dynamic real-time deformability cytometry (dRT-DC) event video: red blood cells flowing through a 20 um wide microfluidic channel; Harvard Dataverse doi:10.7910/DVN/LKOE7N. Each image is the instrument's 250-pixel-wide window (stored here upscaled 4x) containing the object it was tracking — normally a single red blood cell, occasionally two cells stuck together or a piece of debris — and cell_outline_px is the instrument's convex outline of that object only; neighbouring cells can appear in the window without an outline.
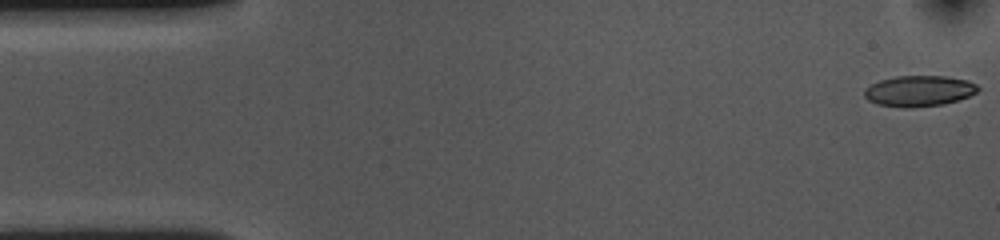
{"species": "common noctule bat (a hibernating species)", "species_latin": "Nyctalus noctula", "temperature_condition": "cold", "stored_images_in_passage": 54, "camera_frame_rate_fps": 3000, "um_per_image_px": 0.085, "animal": {"sex": "female", "body_mass_g": 10.0, "forearm_length_mm": 53.1}, "frame": {"image": 1, "passage_image": 1, "time_ms": 0.0, "image_size_px": [1000, 240], "cell_outline_px": [[980, 88], [976, 92], [968, 96], [944, 104], [912, 108], [904, 108], [876, 104], [868, 100], [864, 96], [864, 88], [880, 80], [896, 76], [944, 76], [968, 80], [976, 84]], "centroid_in_image_um": [78.09, 7.73], "position_along_channel_um": 6.9, "area_um2": 20.46}}
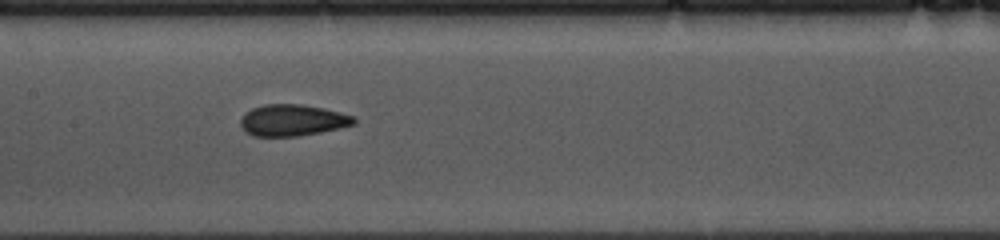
{"frame": {"image": 2, "passage_image": 25, "time_ms": 8.0, "image_size_px": [1000, 240], "cell_outline_px": [[356, 124], [340, 128], [320, 132], [296, 136], [252, 136], [244, 132], [240, 124], [240, 120], [244, 112], [252, 108], [264, 104], [300, 104], [324, 108], [356, 116]], "centroid_in_image_um": [24.85, 10.22], "position_along_channel_um": 182.5, "area_um2": 21.04}}
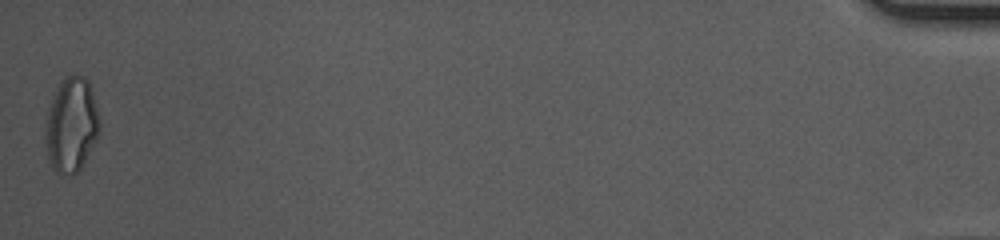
{"frame": {"image": 3, "passage_image": 54, "time_ms": 17.667, "image_size_px": [1000, 240], "cell_outline_px": [[100, 132], [96, 140], [80, 168], [72, 176], [56, 172], [52, 168], [48, 160], [48, 112], [52, 100], [60, 84], [68, 76], [76, 72], [84, 76], [88, 80], [92, 92], [100, 120]], "centroid_in_image_um": [6.12, 10.61], "position_along_channel_um": 429.1, "area_um2": 29.02}, "authors_computed_cell_mechanics": {"area_um2": 20.9236, "velocity_mm_per_s": 3.6025, "shape_relaxation_time_tau1_ms": 6.2371, "shape_relaxation_time_tau2_ms": 2.3539, "deformation_change_tau1": 0.1427, "deformation_change_tau2": 0.0728}}